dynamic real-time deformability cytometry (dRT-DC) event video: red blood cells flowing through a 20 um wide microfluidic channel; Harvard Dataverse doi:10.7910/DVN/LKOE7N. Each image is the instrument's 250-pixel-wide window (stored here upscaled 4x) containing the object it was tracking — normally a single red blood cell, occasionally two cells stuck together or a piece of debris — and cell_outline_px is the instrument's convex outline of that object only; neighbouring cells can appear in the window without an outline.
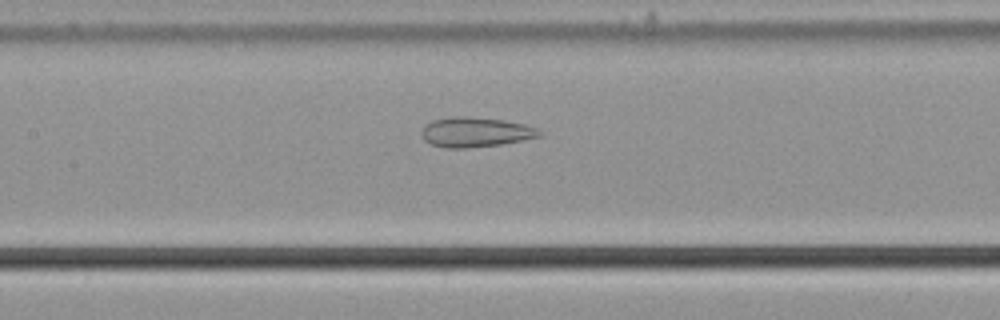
{"species": "common noctule bat (a hibernating species)", "species_latin": "Nyctalus noctula", "temperature_condition": "cold", "stored_images_in_passage": 48, "camera_frame_rate_fps": 3000, "um_per_image_px": 0.085, "animal": {"sex": "male", "body_mass_g": 21.5, "forearm_length_mm": 52.0}, "frame": {"image": 1, "passage_image": 19, "time_ms": 6.0, "image_size_px": [1000, 320], "cell_outline_px": [[544, 136], [524, 140], [500, 144], [464, 148], [444, 148], [432, 144], [424, 140], [420, 132], [424, 124], [432, 120], [456, 116], [468, 116], [504, 120], [524, 124], [536, 128], [544, 132]], "centroid_in_image_um": [40.42, 11.23], "position_along_channel_um": 167.0, "area_um2": 20.69}}
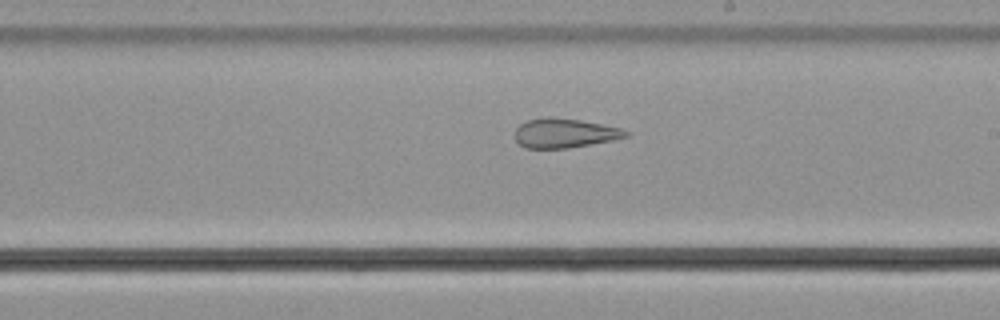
{"frame": {"image": 2, "passage_image": 25, "time_ms": 8.0, "image_size_px": [1000, 320], "cell_outline_px": [[628, 136], [612, 140], [568, 148], [524, 148], [516, 140], [516, 128], [520, 124], [528, 120], [548, 116], [552, 116], [580, 120], [604, 124], [620, 128], [628, 132]], "centroid_in_image_um": [47.97, 11.3], "position_along_channel_um": 241.0, "area_um2": 18.9}}
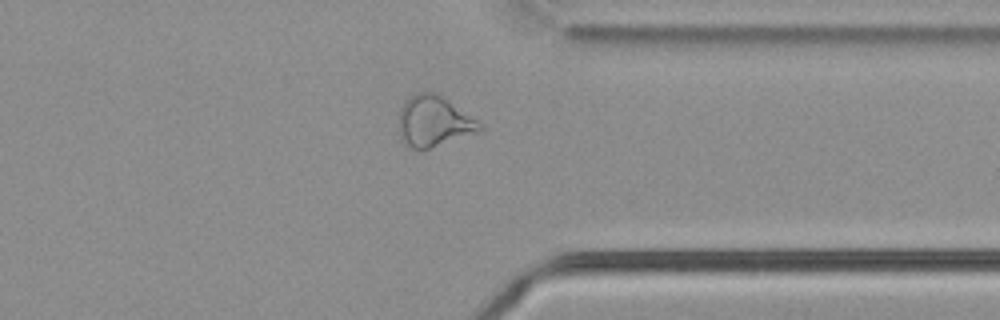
{"frame": {"image": 3, "passage_image": 36, "time_ms": 11.667, "image_size_px": [1000, 320], "cell_outline_px": [[484, 128], [480, 132], [428, 148], [412, 148], [404, 144], [400, 136], [400, 108], [404, 100], [416, 92], [428, 88], [436, 92], [484, 124]], "centroid_in_image_um": [36.89, 10.26], "position_along_channel_um": 374.5, "area_um2": 24.16}, "authors_computed_cell_mechanics": {"area_um2": 25.0852, "velocity_mm_per_s": 3.732, "shape_relaxation_time_tau1_ms": null, "shape_relaxation_time_tau2_ms": 2.4615, "deformation_change_tau1": null, "deformation_change_tau2": 0.1071}}